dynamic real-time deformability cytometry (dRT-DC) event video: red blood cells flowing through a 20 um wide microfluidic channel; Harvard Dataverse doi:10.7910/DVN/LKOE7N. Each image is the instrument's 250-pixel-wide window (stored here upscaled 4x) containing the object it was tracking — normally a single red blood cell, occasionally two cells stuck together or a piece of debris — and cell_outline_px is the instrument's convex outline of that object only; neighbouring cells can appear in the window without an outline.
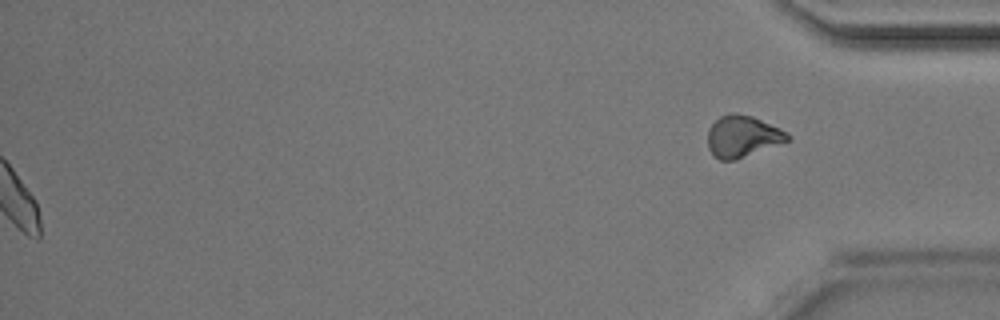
{"species": "Egyptian fruit bat (a non-hibernating species)", "species_latin": "Rousettus aegyptiacus", "temperature_condition": "room temperature", "stored_images_in_passage": 48, "segment_of_instrument_passage": [2, 2], "camera_frame_rate_fps": 3000, "um_per_image_px": 0.085, "animal": {"sex": "male"}, "frame": {"image": 1, "passage_image": 48, "time_ms": 15.667, "image_size_px": [1000, 320], "cell_outline_px": [[792, 140], [736, 160], [720, 160], [712, 156], [708, 148], [708, 128], [720, 116], [736, 112], [752, 116], [780, 128], [788, 132], [792, 136]], "centroid_in_image_um": [63.14, 11.6], "position_along_channel_um": 372.1, "area_um2": 19.71}}